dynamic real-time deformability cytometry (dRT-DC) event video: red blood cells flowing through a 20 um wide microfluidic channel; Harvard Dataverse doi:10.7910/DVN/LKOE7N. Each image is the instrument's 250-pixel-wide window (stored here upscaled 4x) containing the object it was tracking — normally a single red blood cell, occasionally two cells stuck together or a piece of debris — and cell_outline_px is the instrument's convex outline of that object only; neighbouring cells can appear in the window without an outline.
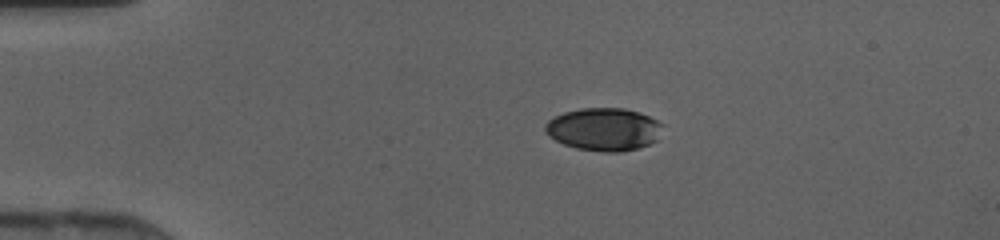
{"species": "human", "species_latin": "Homo sapiens", "temperature_condition": "cold", "stored_images_in_passage": 46, "camera_frame_rate_fps": 3000, "um_per_image_px": 0.085, "donor": {"sex": "female"}, "frame": {"image": 1, "passage_image": 10, "time_ms": 3.0, "image_size_px": [1000, 240], "cell_outline_px": [[664, 124], [656, 140], [648, 144], [636, 148], [620, 152], [604, 152], [576, 148], [564, 144], [556, 140], [544, 128], [544, 124], [548, 120], [564, 112], [580, 108], [624, 108], [640, 112]], "centroid_in_image_um": [51.34, 10.98], "position_along_channel_um": 33.7, "area_um2": 29.07}}
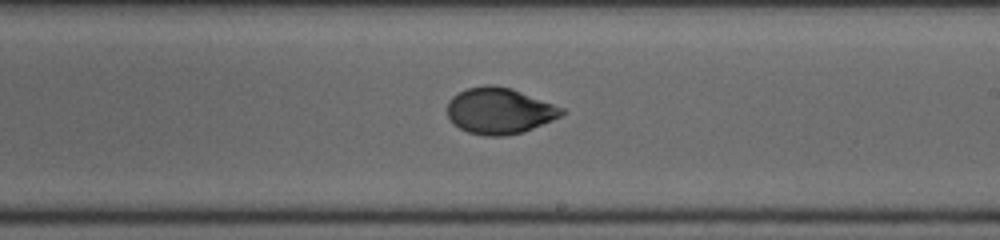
{"frame": {"image": 2, "passage_image": 28, "time_ms": 9.0, "image_size_px": [1000, 240], "cell_outline_px": [[568, 112], [552, 120], [524, 132], [504, 136], [484, 136], [468, 132], [460, 128], [448, 116], [448, 100], [452, 96], [468, 88], [484, 84], [492, 84], [512, 88], [564, 108]], "centroid_in_image_um": [42.47, 9.41], "position_along_channel_um": 246.5, "area_um2": 30.81}}
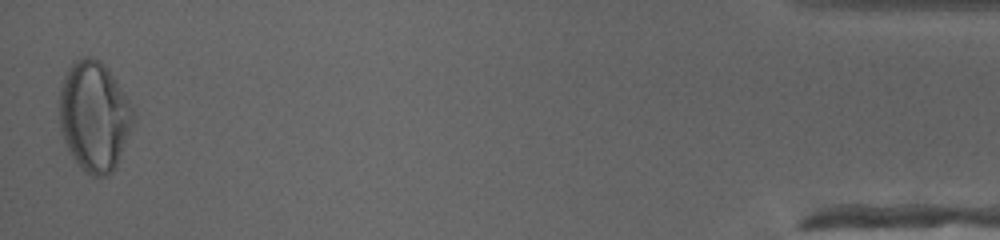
{"frame": {"image": 3, "passage_image": 46, "time_ms": 15.0, "image_size_px": [1000, 240], "cell_outline_px": [[136, 120], [116, 168], [108, 176], [92, 176], [80, 168], [68, 148], [64, 140], [60, 128], [60, 88], [64, 76], [68, 68], [76, 60], [84, 56], [92, 56], [100, 60], [108, 68], [132, 108]], "centroid_in_image_um": [8.03, 9.9], "position_along_channel_um": 427.2, "area_um2": 47.4}}